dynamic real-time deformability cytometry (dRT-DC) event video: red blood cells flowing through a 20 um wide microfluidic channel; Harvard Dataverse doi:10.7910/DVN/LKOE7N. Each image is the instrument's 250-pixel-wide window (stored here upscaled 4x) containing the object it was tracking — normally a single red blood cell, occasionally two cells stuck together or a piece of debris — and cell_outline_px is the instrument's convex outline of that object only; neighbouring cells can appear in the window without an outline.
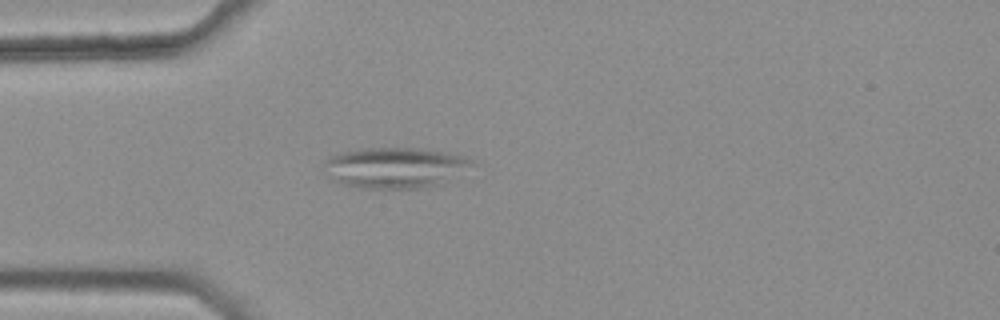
{"species": "common noctule bat (a hibernating species)", "species_latin": "Nyctalus noctula", "temperature_condition": "warm", "stored_images_in_passage": 35, "camera_frame_rate_fps": 3000, "um_per_image_px": 0.085, "animal": {"sex": "female", "body_mass_g": 25.1}, "frame": {"image": 1, "passage_image": 7, "time_ms": 2.0, "image_size_px": [1000, 320], "cell_outline_px": [[476, 160], [444, 184], [420, 188], [348, 188], [332, 180], [328, 176], [324, 164], [332, 156], [344, 152], [364, 148], [416, 148], [444, 152], [464, 156]], "centroid_in_image_um": [33.55, 14.27], "position_along_channel_um": 51.5, "area_um2": 34.97}}
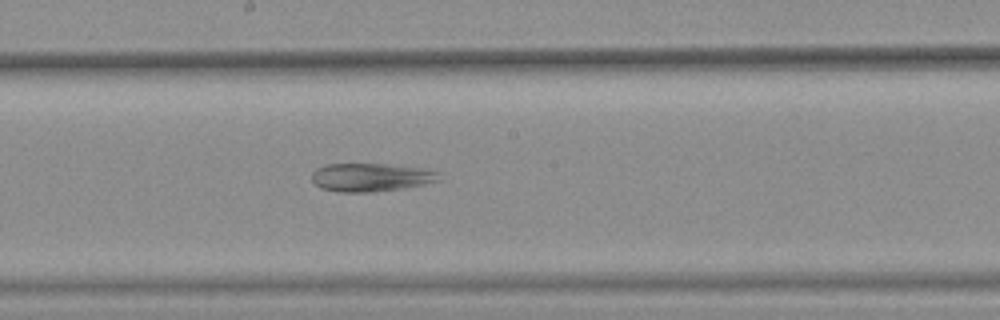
{"frame": {"image": 2, "passage_image": 21, "time_ms": 6.667, "image_size_px": [1000, 320], "cell_outline_px": [[440, 172], [436, 180], [424, 184], [404, 188], [372, 192], [340, 192], [320, 188], [312, 180], [312, 172], [316, 168], [328, 164], [384, 164], [424, 168]], "centroid_in_image_um": [31.49, 15.07], "position_along_channel_um": 216.7, "area_um2": 20.87}}
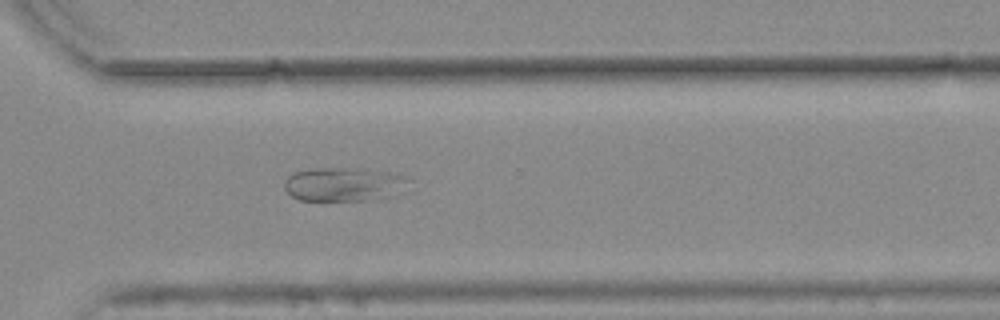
{"frame": {"image": 3, "passage_image": 31, "time_ms": 10.0, "image_size_px": [1000, 320], "cell_outline_px": [[404, 192], [396, 196], [364, 200], [300, 200], [292, 196], [284, 188], [284, 180], [292, 172], [312, 168], [348, 168], [384, 172], [404, 176]], "centroid_in_image_um": [29.15, 15.68], "position_along_channel_um": 341.5, "area_um2": 24.22}}